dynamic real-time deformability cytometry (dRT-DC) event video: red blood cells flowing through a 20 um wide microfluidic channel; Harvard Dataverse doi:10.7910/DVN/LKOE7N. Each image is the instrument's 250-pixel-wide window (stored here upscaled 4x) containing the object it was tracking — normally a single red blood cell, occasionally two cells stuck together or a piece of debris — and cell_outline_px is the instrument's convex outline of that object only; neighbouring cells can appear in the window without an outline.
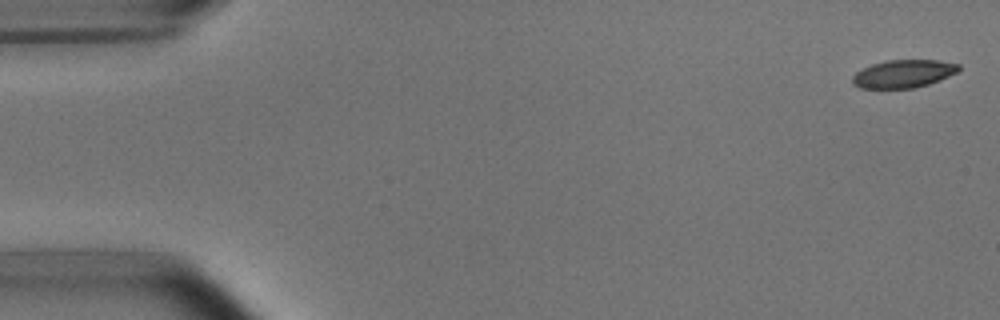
{"species": "common noctule bat (a hibernating species)", "species_latin": "Nyctalus noctula", "temperature_condition": "room temperature", "stored_images_in_passage": 4, "camera_frame_rate_fps": 3000, "um_per_image_px": 0.085, "animal": {"sex": "male", "body_mass_g": 15.6}, "frame": {"image": 1, "passage_image": 1, "time_ms": 0.0, "image_size_px": [1000, 320], "cell_outline_px": [[960, 68], [956, 72], [948, 76], [928, 84], [916, 88], [860, 88], [852, 84], [852, 76], [856, 72], [872, 64], [888, 60], [936, 60], [960, 64]], "centroid_in_image_um": [76.77, 6.27], "position_along_channel_um": 8.2, "area_um2": 17.17}}